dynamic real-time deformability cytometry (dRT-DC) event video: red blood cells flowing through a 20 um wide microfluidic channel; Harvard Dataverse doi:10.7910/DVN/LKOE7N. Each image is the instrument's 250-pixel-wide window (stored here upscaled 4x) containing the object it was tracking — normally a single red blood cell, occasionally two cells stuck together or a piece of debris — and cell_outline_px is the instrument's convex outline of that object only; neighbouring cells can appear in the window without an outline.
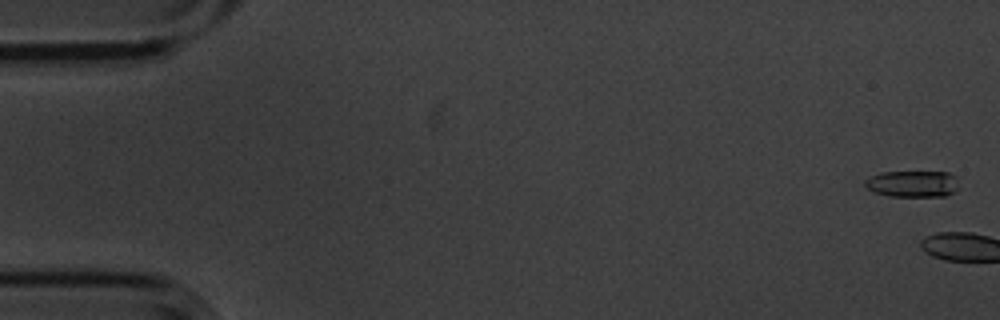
{"species": "common noctule bat (a hibernating species)", "species_latin": "Nyctalus noctula", "temperature_condition": "cold", "stored_images_in_passage": 7, "camera_frame_rate_fps": 3000, "um_per_image_px": 0.085, "animal": {"sex": "male", "body_mass_g": 20.1, "forearm_length_mm": 53.5}, "frame": {"image": 1, "passage_image": 1, "time_ms": 0.0, "image_size_px": [1000, 320], "cell_outline_px": [[960, 188], [956, 192], [944, 196], [888, 196], [876, 192], [868, 188], [864, 184], [864, 180], [880, 172], [948, 172], [956, 176]], "centroid_in_image_um": [77.63, 15.62], "position_along_channel_um": 7.4, "area_um2": 14.62}}